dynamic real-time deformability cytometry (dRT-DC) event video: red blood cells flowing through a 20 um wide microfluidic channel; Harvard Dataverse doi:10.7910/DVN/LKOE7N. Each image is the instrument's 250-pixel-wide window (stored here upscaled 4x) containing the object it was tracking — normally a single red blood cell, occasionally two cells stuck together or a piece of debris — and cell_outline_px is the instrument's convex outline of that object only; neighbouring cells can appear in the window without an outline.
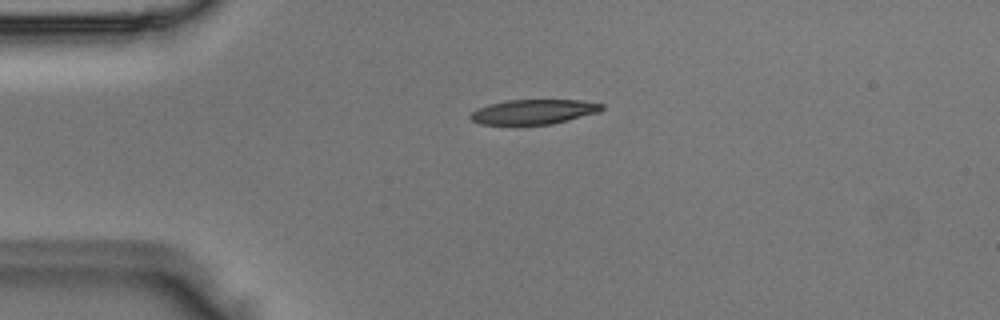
{"species": "Egyptian fruit bat (a non-hibernating species)", "species_latin": "Rousettus aegyptiacus", "temperature_condition": "room temperature", "stored_images_in_passage": 4, "camera_frame_rate_fps": 3000, "um_per_image_px": 0.085, "animal": {"sex": "male"}, "frame": {"image": 1, "passage_image": 3, "time_ms": 0.667, "image_size_px": [1000, 320], "cell_outline_px": [[604, 108], [600, 112], [552, 124], [480, 124], [472, 120], [468, 116], [476, 108], [488, 104], [508, 100], [580, 100], [604, 104]], "centroid_in_image_um": [45.36, 9.49], "position_along_channel_um": 39.6, "area_um2": 18.96}}